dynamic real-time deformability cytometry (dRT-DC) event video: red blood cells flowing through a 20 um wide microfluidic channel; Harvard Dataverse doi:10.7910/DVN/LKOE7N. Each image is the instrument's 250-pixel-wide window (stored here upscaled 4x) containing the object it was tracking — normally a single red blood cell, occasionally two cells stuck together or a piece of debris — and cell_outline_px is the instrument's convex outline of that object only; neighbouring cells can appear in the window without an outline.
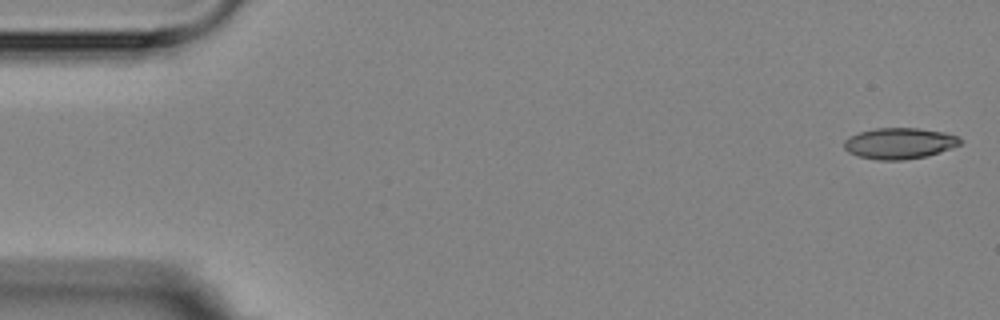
{"species": "Egyptian fruit bat (a non-hibernating species)", "species_latin": "Rousettus aegyptiacus", "temperature_condition": "room temperature", "stored_images_in_passage": 4, "camera_frame_rate_fps": 3000, "um_per_image_px": 0.085, "animal": {"sex": "female"}, "frame": {"image": 1, "passage_image": 1, "time_ms": 0.0, "image_size_px": [1000, 320], "cell_outline_px": [[964, 144], [928, 156], [904, 160], [876, 160], [856, 156], [848, 152], [844, 148], [844, 140], [848, 136], [860, 132], [876, 128], [920, 128], [944, 132], [956, 136], [964, 140]], "centroid_in_image_um": [76.47, 12.19], "position_along_channel_um": 8.5, "area_um2": 21.39}}
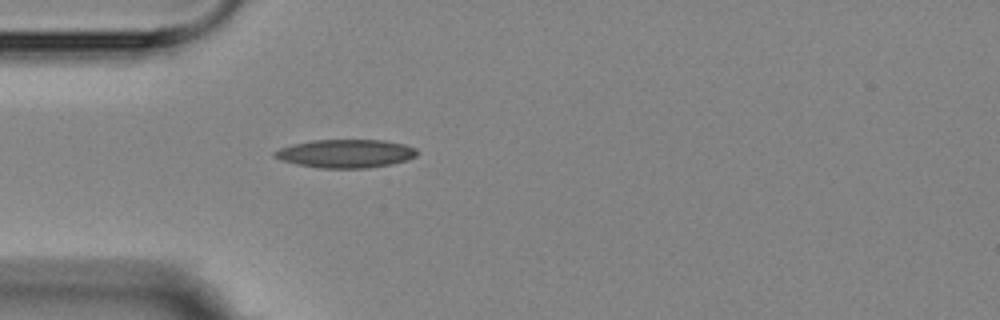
{"frame": {"image": 2, "passage_image": 4, "time_ms": 4.667, "image_size_px": [1000, 320], "cell_outline_px": [[420, 152], [416, 156], [392, 164], [368, 168], [320, 168], [296, 164], [280, 160], [272, 156], [272, 152], [280, 148], [292, 144], [312, 140], [384, 140], [404, 144], [416, 148]], "centroid_in_image_um": [29.36, 13.05], "position_along_channel_um": 55.6, "area_um2": 23.7}}